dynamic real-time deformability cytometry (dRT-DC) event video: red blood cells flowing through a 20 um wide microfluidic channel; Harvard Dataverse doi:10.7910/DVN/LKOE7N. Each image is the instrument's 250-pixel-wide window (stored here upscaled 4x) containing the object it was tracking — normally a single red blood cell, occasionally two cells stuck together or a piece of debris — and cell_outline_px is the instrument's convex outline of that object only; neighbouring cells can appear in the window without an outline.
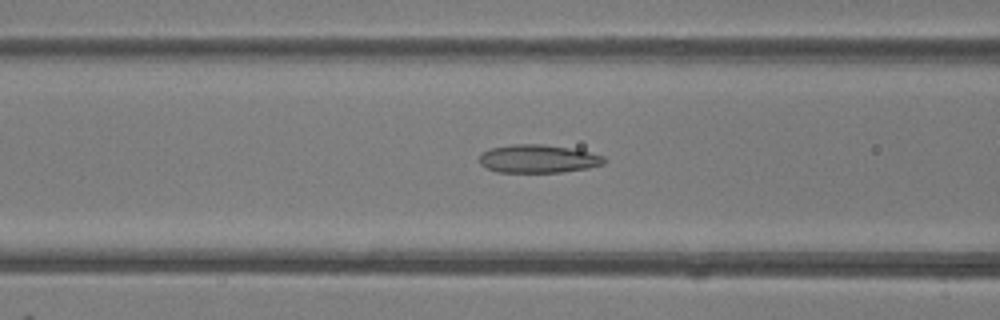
{"species": "common noctule bat (a hibernating species)", "species_latin": "Nyctalus noctula", "temperature_condition": "room temperature", "stored_images_in_passage": 45, "camera_frame_rate_fps": 3000, "um_per_image_px": 0.085, "animal": {"sex": "female"}, "frame": {"image": 1, "passage_image": 16, "time_ms": 5.0, "image_size_px": [1000, 320], "cell_outline_px": [[604, 160], [600, 164], [580, 168], [556, 172], [504, 172], [492, 168], [484, 164], [480, 160], [484, 152], [496, 148], [564, 148], [584, 152], [596, 156]], "centroid_in_image_um": [45.72, 13.58], "position_along_channel_um": 120.9, "area_um2": 17.4}}
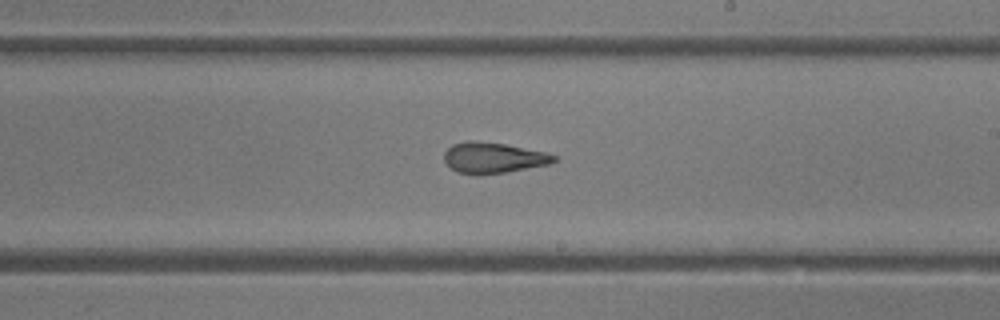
{"frame": {"image": 2, "passage_image": 25, "time_ms": 8.0, "image_size_px": [1000, 320], "cell_outline_px": [[556, 160], [544, 164], [500, 172], [460, 172], [452, 168], [448, 164], [444, 156], [448, 148], [456, 144], [500, 144], [556, 156]], "centroid_in_image_um": [41.9, 13.43], "position_along_channel_um": 247.1, "area_um2": 17.11}}
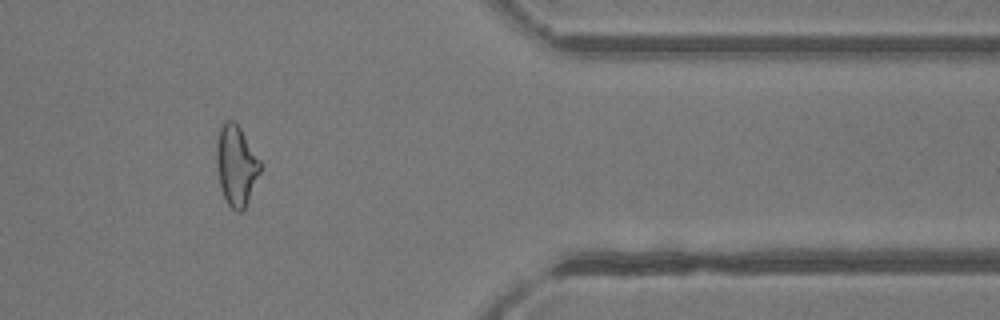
{"frame": {"image": 3, "passage_image": 37, "time_ms": 12.0, "image_size_px": [1000, 320], "cell_outline_px": [[260, 168], [244, 208], [240, 208], [232, 204], [228, 200], [224, 192], [220, 180], [220, 132], [224, 124], [236, 124], [260, 164]], "centroid_in_image_um": [20.13, 14.08], "position_along_channel_um": 391.3, "area_um2": 17.11}, "authors_computed_cell_mechanics": {"area_um2": 17.051, "velocity_mm_per_s": 4.2083, "shape_relaxation_time_tau1_ms": null, "shape_relaxation_time_tau2_ms": 1.6683, "deformation_change_tau1": null, "deformation_change_tau2": 0.1157}}